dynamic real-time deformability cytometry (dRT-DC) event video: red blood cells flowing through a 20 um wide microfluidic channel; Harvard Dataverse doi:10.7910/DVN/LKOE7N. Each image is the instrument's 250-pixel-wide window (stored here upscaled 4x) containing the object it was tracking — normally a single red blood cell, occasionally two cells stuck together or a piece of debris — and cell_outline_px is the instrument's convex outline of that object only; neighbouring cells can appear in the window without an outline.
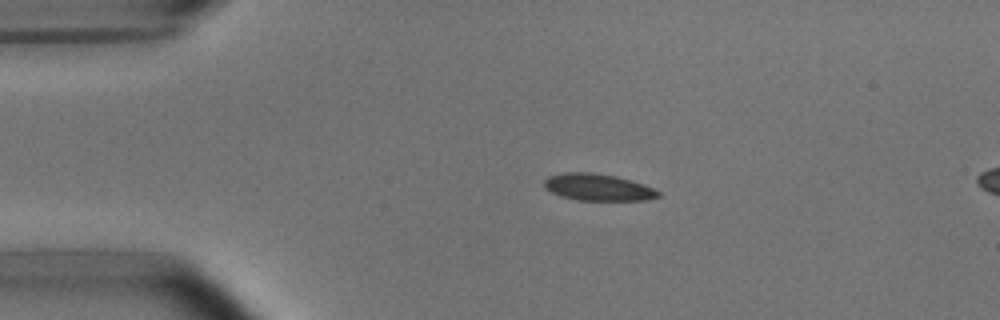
{"species": "common noctule bat (a hibernating species)", "species_latin": "Nyctalus noctula", "temperature_condition": "room temperature", "stored_images_in_passage": 3, "camera_frame_rate_fps": 3000, "um_per_image_px": 0.085, "animal": {"sex": "male", "body_mass_g": 15.6}, "frame": {"image": 1, "passage_image": 2, "time_ms": 1.333, "image_size_px": [1000, 320], "cell_outline_px": [[660, 196], [644, 200], [576, 200], [560, 196], [544, 188], [544, 180], [548, 176], [564, 172], [592, 172], [616, 176], [632, 180], [644, 184], [660, 192]], "centroid_in_image_um": [50.8, 15.91], "position_along_channel_um": 34.2, "area_um2": 17.92}}